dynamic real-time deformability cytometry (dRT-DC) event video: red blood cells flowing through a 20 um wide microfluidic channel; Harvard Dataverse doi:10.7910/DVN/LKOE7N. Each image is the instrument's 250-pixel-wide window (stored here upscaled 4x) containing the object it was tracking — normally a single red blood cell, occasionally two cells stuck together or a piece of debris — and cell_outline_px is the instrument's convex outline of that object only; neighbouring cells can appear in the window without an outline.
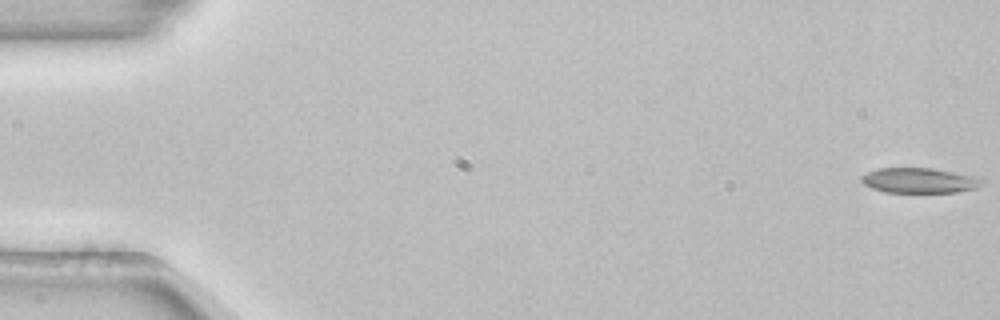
{"species": "common noctule bat (a hibernating species)", "species_latin": "Nyctalus noctula", "temperature_condition": "room temperature", "stored_images_in_passage": 54, "camera_frame_rate_fps": 3000, "um_per_image_px": 0.085, "animal": {"sex": "female", "body_mass_g": 22.7, "forearm_length_mm": 54.2}, "frame": {"image": 1, "passage_image": 1, "time_ms": 0.0, "image_size_px": [1000, 320], "cell_outline_px": [[984, 180], [976, 188], [956, 192], [884, 192], [872, 188], [864, 184], [860, 180], [860, 176], [876, 168], [932, 168], [976, 176]], "centroid_in_image_um": [78.11, 15.33], "position_along_channel_um": 6.9, "area_um2": 17.63}}
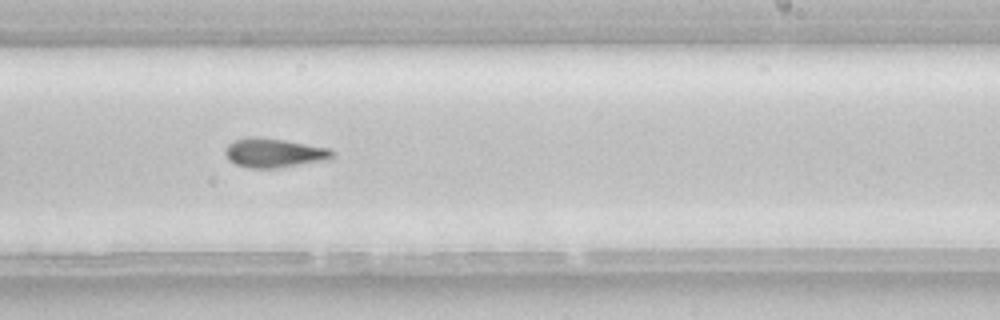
{"frame": {"image": 2, "passage_image": 33, "time_ms": 10.667, "image_size_px": [1000, 320], "cell_outline_px": [[336, 156], [324, 160], [276, 168], [248, 168], [236, 164], [228, 160], [224, 152], [224, 148], [228, 144], [236, 140], [248, 136], [252, 136], [284, 140], [328, 148], [336, 152]], "centroid_in_image_um": [23.26, 12.99], "position_along_channel_um": 265.7, "area_um2": 18.15}}
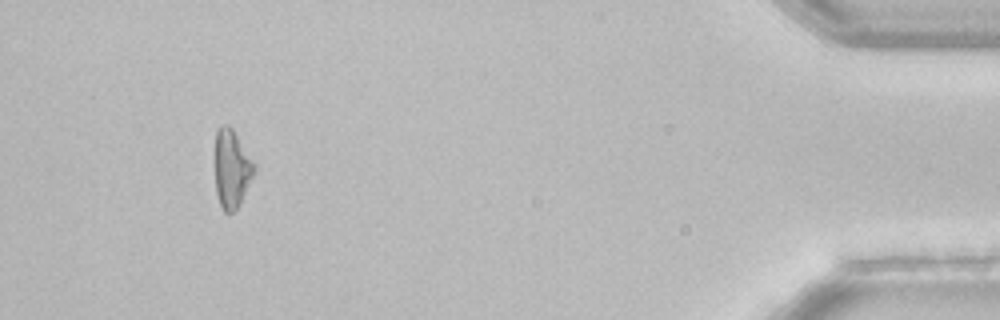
{"frame": {"image": 3, "passage_image": 50, "time_ms": 16.333, "image_size_px": [1000, 320], "cell_outline_px": [[256, 168], [240, 204], [232, 212], [224, 212], [220, 204], [216, 192], [216, 128], [220, 124], [228, 124], [232, 128], [252, 160]], "centroid_in_image_um": [19.68, 14.32], "position_along_channel_um": 415.5, "area_um2": 17.51}, "authors_computed_cell_mechanics": {"area_um2": 18.1492, "velocity_mm_per_s": 3.8799, "shape_relaxation_time_tau1_ms": 5.4579, "shape_relaxation_time_tau2_ms": 7.1832, "deformation_change_tau1": 0.1394, "deformation_change_tau2": 0.1382}}